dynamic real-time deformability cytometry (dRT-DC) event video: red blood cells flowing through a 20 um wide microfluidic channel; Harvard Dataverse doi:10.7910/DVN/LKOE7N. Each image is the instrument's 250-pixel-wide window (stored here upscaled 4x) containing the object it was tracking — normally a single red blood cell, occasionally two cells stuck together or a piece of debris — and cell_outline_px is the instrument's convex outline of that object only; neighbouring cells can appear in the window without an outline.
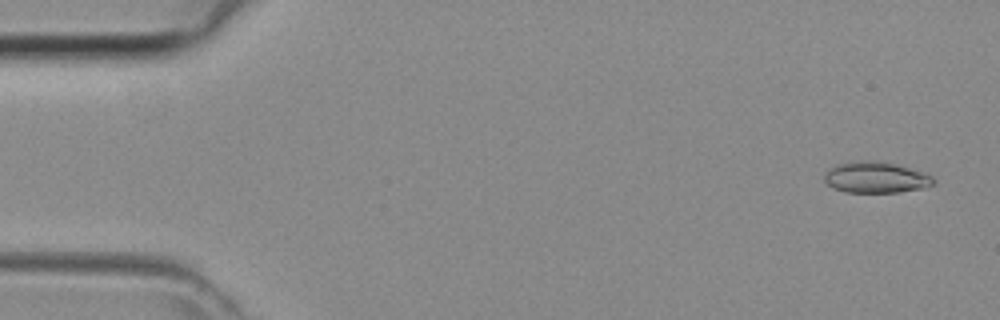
{"species": "common noctule bat (a hibernating species)", "species_latin": "Nyctalus noctula", "temperature_condition": "room temperature", "stored_images_in_passage": 44, "camera_frame_rate_fps": 3000, "um_per_image_px": 0.085, "animal": {"sex": "female", "body_mass_g": 29.2, "forearm_length_mm": 56.3}, "frame": {"image": 1, "passage_image": 2, "time_ms": 0.333, "image_size_px": [1000, 320], "cell_outline_px": [[936, 184], [924, 188], [900, 192], [844, 192], [832, 188], [824, 180], [824, 176], [828, 168], [836, 164], [852, 160], [880, 160], [896, 164], [924, 172], [932, 176], [936, 180]], "centroid_in_image_um": [74.45, 15.06], "position_along_channel_um": 10.6, "area_um2": 20.29}}
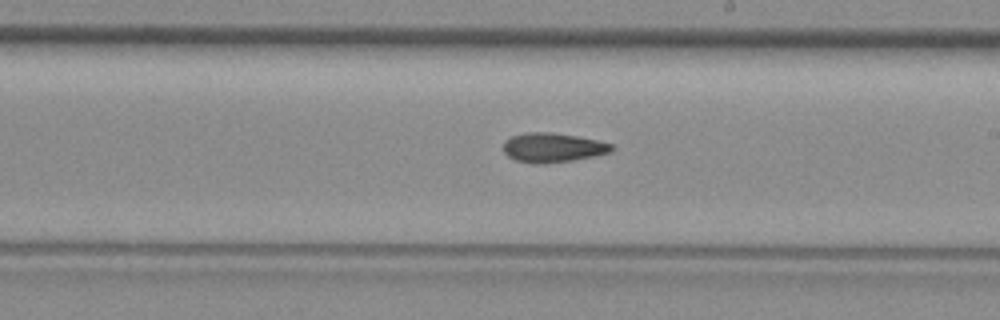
{"frame": {"image": 2, "passage_image": 25, "time_ms": 8.0, "image_size_px": [1000, 320], "cell_outline_px": [[612, 152], [572, 160], [540, 164], [532, 164], [516, 160], [508, 156], [504, 152], [504, 140], [512, 136], [528, 132], [548, 132], [576, 136], [596, 140], [612, 144]], "centroid_in_image_um": [46.95, 12.55], "position_along_channel_um": 242.1, "area_um2": 18.32}}
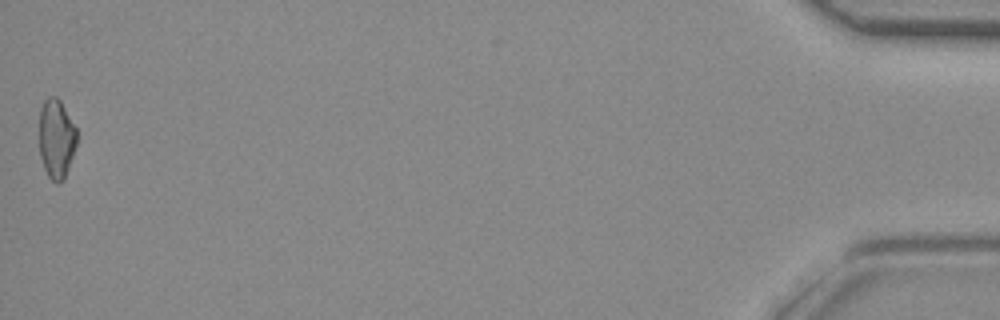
{"frame": {"image": 3, "passage_image": 44, "time_ms": 14.333, "image_size_px": [1000, 320], "cell_outline_px": [[76, 144], [64, 180], [56, 184], [48, 176], [44, 168], [40, 156], [40, 108], [44, 100], [48, 96], [56, 96], [60, 100], [76, 128]], "centroid_in_image_um": [4.78, 11.78], "position_along_channel_um": 430.4, "area_um2": 17.22}}